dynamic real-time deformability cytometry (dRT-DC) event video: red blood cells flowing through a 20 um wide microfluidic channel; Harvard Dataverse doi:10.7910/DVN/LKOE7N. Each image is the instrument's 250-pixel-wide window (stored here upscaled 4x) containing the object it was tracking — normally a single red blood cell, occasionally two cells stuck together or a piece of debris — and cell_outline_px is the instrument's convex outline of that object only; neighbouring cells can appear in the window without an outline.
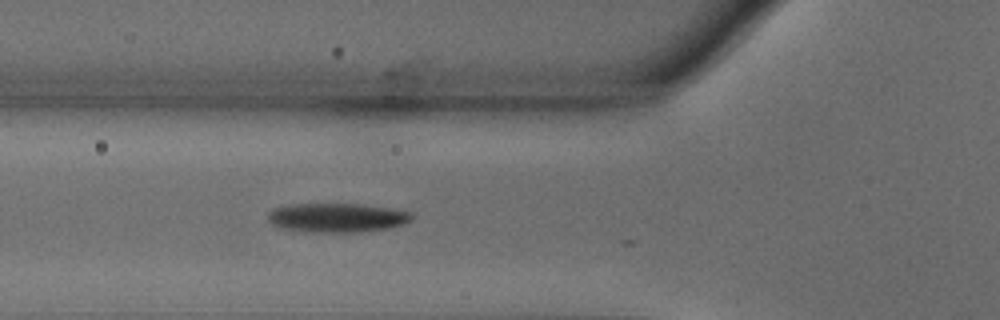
{"species": "common noctule bat (a hibernating species)", "species_latin": "Nyctalus noctula", "temperature_condition": "warm", "stored_images_in_passage": 8, "camera_frame_rate_fps": 3000, "um_per_image_px": 0.085, "animal": {"sex": "male", "body_mass_g": 18.8}, "frame": {"image": 1, "passage_image": 7, "time_ms": 2.0, "image_size_px": [1000, 320], "cell_outline_px": [[412, 220], [404, 224], [388, 228], [352, 232], [312, 232], [276, 228], [268, 220], [268, 212], [272, 208], [288, 204], [360, 204], [392, 208], [412, 212]], "centroid_in_image_um": [28.6, 18.49], "position_along_channel_um": 97.2, "area_um2": 24.62}}